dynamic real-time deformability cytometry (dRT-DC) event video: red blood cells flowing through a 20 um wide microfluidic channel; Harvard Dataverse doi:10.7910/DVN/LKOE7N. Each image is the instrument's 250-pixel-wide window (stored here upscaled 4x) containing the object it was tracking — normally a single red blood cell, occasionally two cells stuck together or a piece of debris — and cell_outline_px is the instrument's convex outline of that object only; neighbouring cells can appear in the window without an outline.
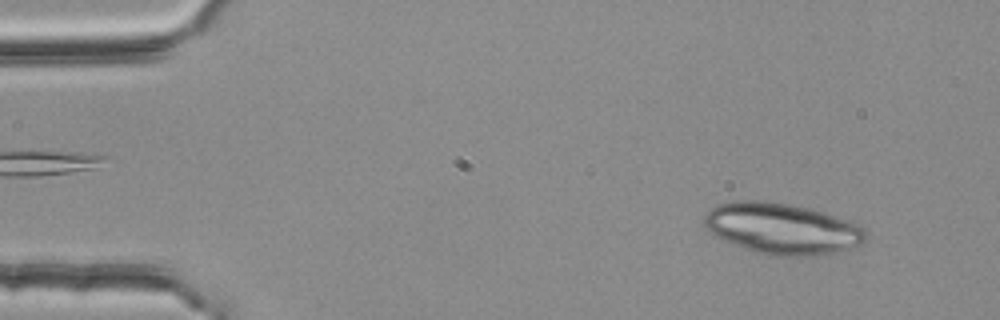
{"species": "common noctule bat (a hibernating species)", "species_latin": "Nyctalus noctula", "temperature_condition": "room temperature", "stored_images_in_passage": 51, "camera_frame_rate_fps": 3000, "um_per_image_px": 0.085, "animal": {"sex": "female", "body_mass_g": 25.1}, "frame": {"image": 1, "passage_image": 4, "time_ms": 1.0, "image_size_px": [1000, 320], "cell_outline_px": [[868, 240], [860, 244], [836, 252], [808, 256], [768, 256], [744, 248], [716, 236], [704, 228], [704, 216], [716, 204], [732, 200], [764, 200], [788, 204], [808, 208], [856, 224], [864, 228], [868, 232]], "centroid_in_image_um": [66.44, 19.43], "position_along_channel_um": 18.6, "area_um2": 47.92}}
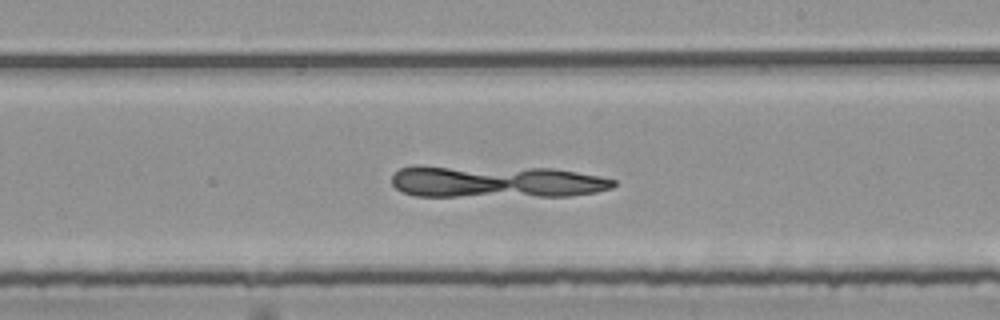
{"frame": {"image": 2, "passage_image": 30, "time_ms": 9.667, "image_size_px": [1000, 320], "cell_outline_px": [[616, 184], [612, 188], [596, 192], [568, 196], [416, 196], [404, 192], [396, 188], [392, 184], [392, 176], [400, 168], [416, 164], [420, 164], [552, 168], [600, 176], [616, 180]], "centroid_in_image_um": [42.11, 15.41], "position_along_channel_um": 246.9, "area_um2": 42.6}}
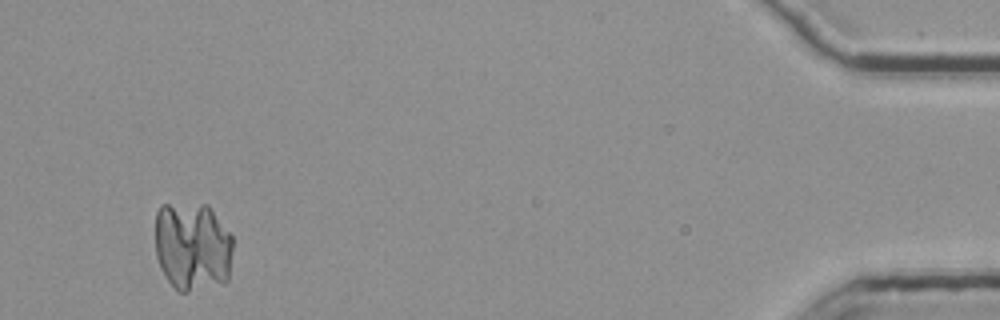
{"frame": {"image": 3, "passage_image": 50, "time_ms": 16.333, "image_size_px": [1000, 320], "cell_outline_px": [[232, 252], [228, 280], [224, 284], [188, 292], [176, 292], [160, 268], [156, 256], [156, 212], [160, 204], [208, 204], [232, 236]], "centroid_in_image_um": [16.36, 20.97], "position_along_channel_um": 418.8, "area_um2": 41.1}}